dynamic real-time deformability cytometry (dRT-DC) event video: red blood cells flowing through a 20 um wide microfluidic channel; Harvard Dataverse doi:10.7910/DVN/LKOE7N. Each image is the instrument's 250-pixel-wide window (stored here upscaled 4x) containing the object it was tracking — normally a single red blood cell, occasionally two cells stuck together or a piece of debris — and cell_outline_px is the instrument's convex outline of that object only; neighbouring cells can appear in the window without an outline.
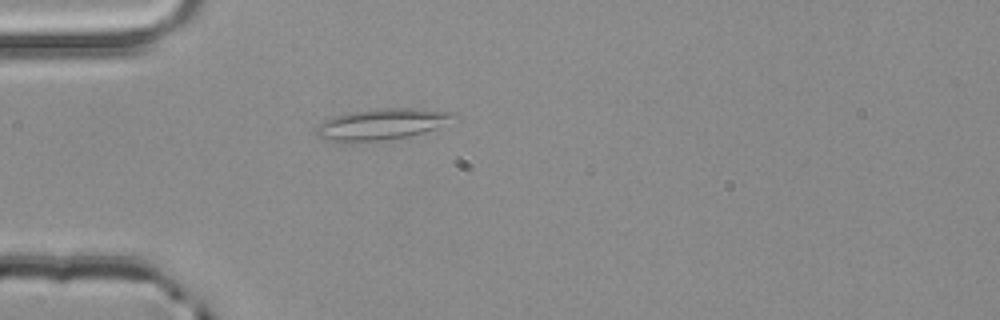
{"species": "common noctule bat (a hibernating species)", "species_latin": "Nyctalus noctula", "temperature_condition": "room temperature", "stored_images_in_passage": 1, "camera_frame_rate_fps": 3000, "um_per_image_px": 0.085, "animal": {"sex": "male", "body_mass_g": 20.4}, "frame": {"image": 1, "passage_image": 1, "time_ms": 0.0, "image_size_px": [1000, 320], "cell_outline_px": [[460, 116], [436, 128], [408, 136], [376, 140], [328, 140], [316, 136], [316, 128], [324, 120], [348, 112], [388, 108], [420, 108], [456, 112]], "centroid_in_image_um": [32.52, 10.51], "position_along_channel_um": 52.5, "area_um2": 24.33}}